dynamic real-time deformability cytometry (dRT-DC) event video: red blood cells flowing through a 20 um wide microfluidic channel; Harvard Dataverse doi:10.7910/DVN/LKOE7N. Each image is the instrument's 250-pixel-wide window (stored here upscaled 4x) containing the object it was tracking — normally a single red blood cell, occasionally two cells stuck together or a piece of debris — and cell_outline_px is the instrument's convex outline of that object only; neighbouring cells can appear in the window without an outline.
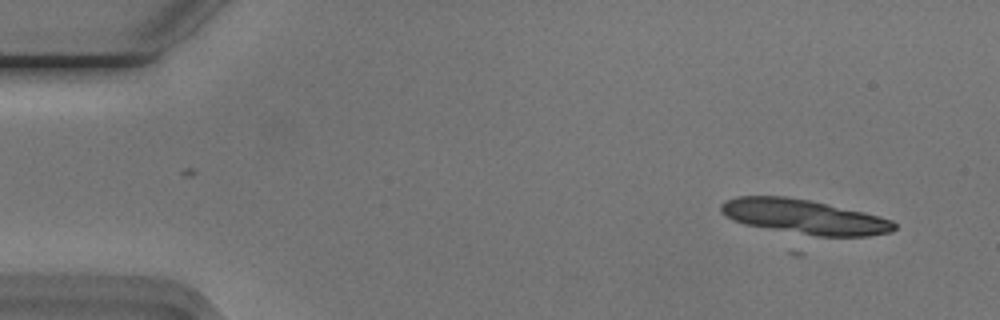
{"species": "Egyptian fruit bat (a non-hibernating species)", "species_latin": "Rousettus aegyptiacus", "temperature_condition": "cold", "stored_images_in_passage": 15, "camera_frame_rate_fps": 3000, "um_per_image_px": 0.085, "animal": {"sex": "male"}, "frame": {"image": 1, "passage_image": 4, "time_ms": 1.0, "image_size_px": [1000, 320], "cell_outline_px": [[896, 228], [892, 232], [868, 236], [816, 236], [744, 224], [732, 220], [724, 216], [720, 212], [720, 204], [724, 200], [736, 196], [784, 196], [808, 200], [864, 212], [880, 216], [892, 220], [896, 224]], "centroid_in_image_um": [68.33, 18.42], "position_along_channel_um": 16.7, "area_um2": 34.85}}